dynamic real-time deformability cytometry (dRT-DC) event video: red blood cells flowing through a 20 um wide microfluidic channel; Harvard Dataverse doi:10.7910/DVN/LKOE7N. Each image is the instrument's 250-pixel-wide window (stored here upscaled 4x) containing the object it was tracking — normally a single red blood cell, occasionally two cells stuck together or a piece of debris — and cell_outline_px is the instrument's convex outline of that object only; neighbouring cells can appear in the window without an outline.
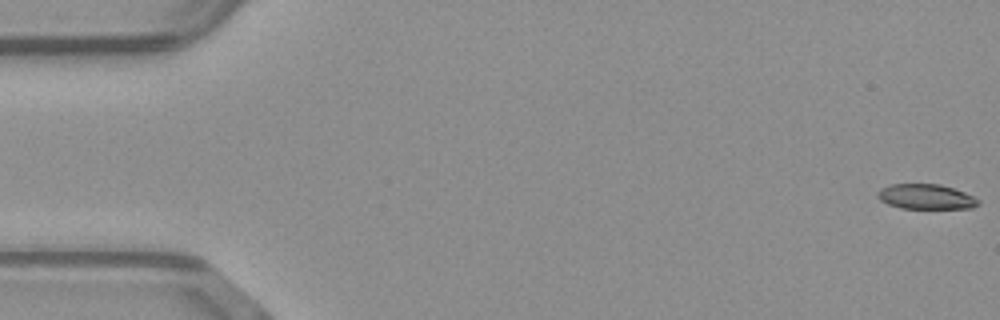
{"species": "common noctule bat (a hibernating species)", "species_latin": "Nyctalus noctula", "temperature_condition": "warm", "stored_images_in_passage": 11, "camera_frame_rate_fps": 3000, "um_per_image_px": 0.085, "animal": {"sex": "male", "body_mass_g": 23.1, "forearm_length_mm": 52.7}, "frame": {"image": 1, "passage_image": 1, "time_ms": 0.0, "image_size_px": [1000, 320], "cell_outline_px": [[980, 204], [972, 208], [900, 208], [888, 204], [880, 200], [876, 196], [876, 192], [880, 188], [892, 184], [940, 184], [964, 192], [980, 200]], "centroid_in_image_um": [78.68, 16.72], "position_along_channel_um": 6.3, "area_um2": 14.68}}